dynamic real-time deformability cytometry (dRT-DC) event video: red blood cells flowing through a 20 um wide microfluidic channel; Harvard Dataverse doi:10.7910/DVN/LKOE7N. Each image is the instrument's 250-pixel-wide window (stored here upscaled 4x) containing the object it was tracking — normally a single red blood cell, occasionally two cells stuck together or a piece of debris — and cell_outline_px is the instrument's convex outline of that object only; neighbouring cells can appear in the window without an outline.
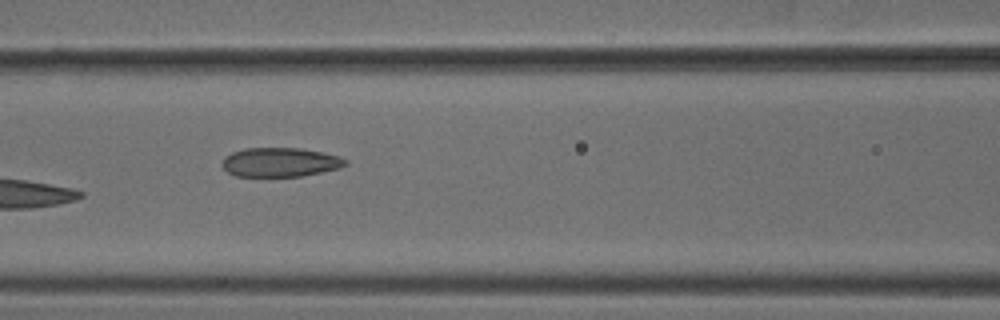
{"species": "common noctule bat (a hibernating species)", "species_latin": "Nyctalus noctula", "temperature_condition": "cold", "stored_images_in_passage": 7, "camera_frame_rate_fps": 3000, "um_per_image_px": 0.085, "animal": {"sex": "male", "body_mass_g": 18.8}, "frame": {"image": 1, "passage_image": 6, "time_ms": 1.667, "image_size_px": [1000, 320], "cell_outline_px": [[348, 164], [340, 168], [300, 176], [236, 176], [228, 172], [220, 164], [224, 156], [232, 152], [244, 148], [300, 148], [324, 152], [340, 156], [348, 160]], "centroid_in_image_um": [23.82, 13.78], "position_along_channel_um": 142.8, "area_um2": 21.1}}
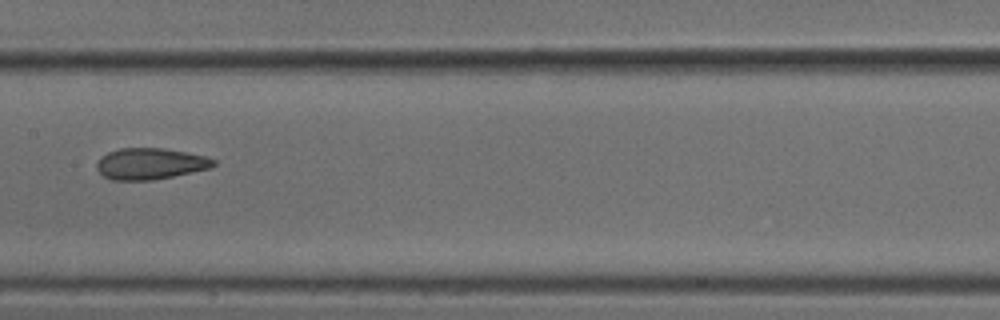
{"frame": {"image": 2, "passage_image": 7, "time_ms": 2.0, "image_size_px": [1000, 320], "cell_outline_px": [[216, 164], [208, 168], [172, 176], [152, 180], [112, 180], [104, 176], [96, 168], [96, 164], [100, 156], [108, 152], [120, 148], [164, 148], [204, 156], [216, 160]], "centroid_in_image_um": [12.72, 13.91], "position_along_channel_um": 194.7, "area_um2": 21.1}}